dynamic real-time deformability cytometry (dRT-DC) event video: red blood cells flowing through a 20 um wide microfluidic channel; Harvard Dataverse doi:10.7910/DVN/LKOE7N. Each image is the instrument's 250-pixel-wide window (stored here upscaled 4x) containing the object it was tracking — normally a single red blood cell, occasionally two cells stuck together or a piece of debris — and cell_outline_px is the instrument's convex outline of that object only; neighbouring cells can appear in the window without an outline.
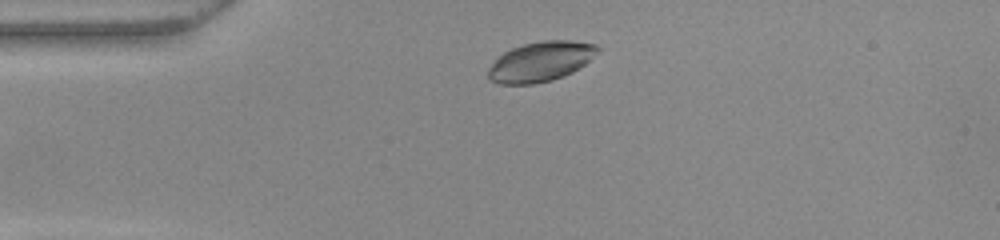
{"species": "common noctule bat (a hibernating species)", "species_latin": "Nyctalus noctula", "temperature_condition": "warm", "stored_images_in_passage": 44, "camera_frame_rate_fps": 3000, "um_per_image_px": 0.085, "animal": {"sex": "female", "body_mass_g": 22.0, "forearm_length_mm": 56.7}, "frame": {"image": 1, "passage_image": 4, "time_ms": 1.0, "image_size_px": [1000, 240], "cell_outline_px": [[600, 52], [584, 64], [572, 72], [552, 80], [532, 84], [500, 84], [492, 80], [488, 76], [488, 68], [504, 52], [512, 48], [524, 44], [544, 40], [572, 40], [596, 44], [600, 48]], "centroid_in_image_um": [45.99, 5.22], "position_along_channel_um": 39.0, "area_um2": 25.26}}
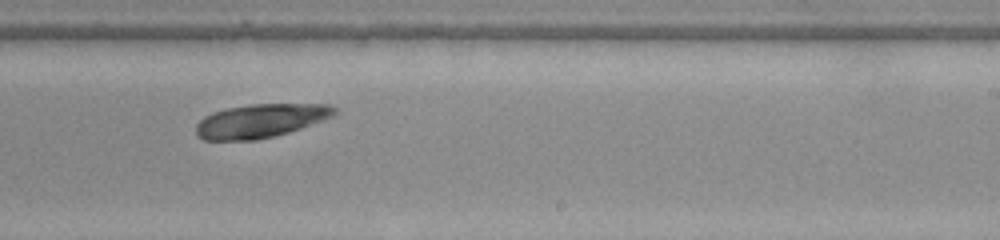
{"frame": {"image": 2, "passage_image": 24, "time_ms": 7.667, "image_size_px": [1000, 240], "cell_outline_px": [[336, 112], [332, 116], [300, 128], [276, 136], [256, 140], [204, 140], [196, 136], [196, 124], [204, 116], [212, 112], [228, 108], [252, 104], [328, 104], [336, 108]], "centroid_in_image_um": [22.1, 10.27], "position_along_channel_um": 266.9, "area_um2": 27.05}}
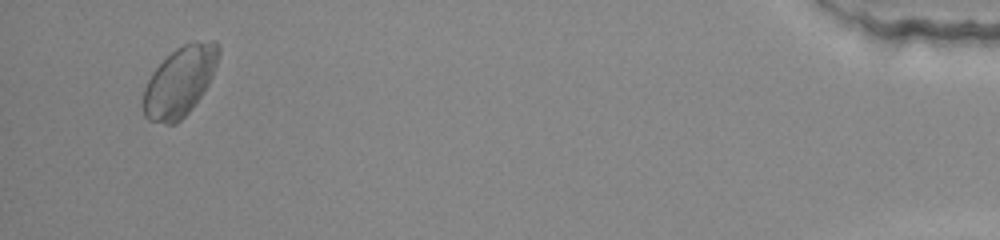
{"frame": {"image": 3, "passage_image": 42, "time_ms": 13.667, "image_size_px": [1000, 240], "cell_outline_px": [[220, 52], [212, 76], [208, 84], [192, 108], [176, 124], [164, 124], [148, 120], [144, 116], [144, 88], [152, 72], [176, 48], [184, 44], [196, 40], [216, 40], [220, 48]], "centroid_in_image_um": [15.3, 6.91], "position_along_channel_um": 419.9, "area_um2": 30.4}, "authors_computed_cell_mechanics": {"area_um2": 27.2816, "velocity_mm_per_s": 3.873, "shape_relaxation_time_tau1_ms": null, "shape_relaxation_time_tau2_ms": 2.3116, "deformation_change_tau1": null, "deformation_change_tau2": 0.0444}}